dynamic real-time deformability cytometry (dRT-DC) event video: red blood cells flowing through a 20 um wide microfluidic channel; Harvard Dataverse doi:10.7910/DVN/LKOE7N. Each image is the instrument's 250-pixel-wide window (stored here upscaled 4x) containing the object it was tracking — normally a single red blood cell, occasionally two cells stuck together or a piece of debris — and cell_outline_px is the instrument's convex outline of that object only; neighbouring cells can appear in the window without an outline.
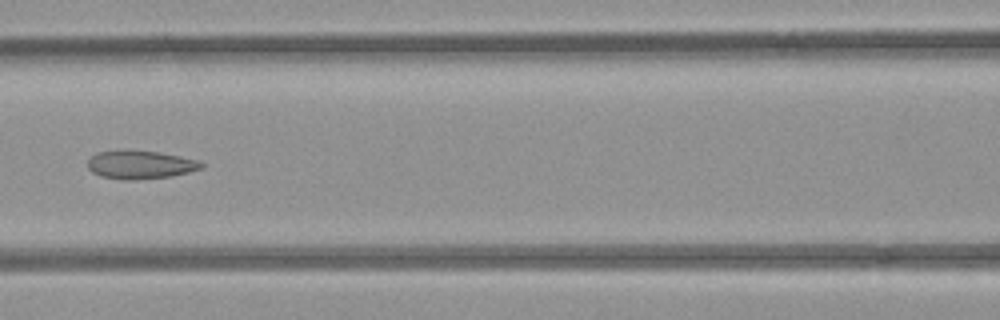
{"species": "common noctule bat (a hibernating species)", "species_latin": "Nyctalus noctula", "temperature_condition": "room temperature", "stored_images_in_passage": 7, "camera_frame_rate_fps": 3000, "um_per_image_px": 0.085, "animal": {"sex": "female", "body_mass_g": 21.9}, "frame": {"image": 1, "passage_image": 7, "time_ms": 7.667, "image_size_px": [1000, 320], "cell_outline_px": [[204, 168], [172, 176], [136, 180], [124, 180], [100, 176], [92, 172], [88, 168], [88, 160], [96, 152], [160, 152], [180, 156], [196, 160], [204, 164]], "centroid_in_image_um": [11.95, 14.03], "position_along_channel_um": 154.7, "area_um2": 18.32}}